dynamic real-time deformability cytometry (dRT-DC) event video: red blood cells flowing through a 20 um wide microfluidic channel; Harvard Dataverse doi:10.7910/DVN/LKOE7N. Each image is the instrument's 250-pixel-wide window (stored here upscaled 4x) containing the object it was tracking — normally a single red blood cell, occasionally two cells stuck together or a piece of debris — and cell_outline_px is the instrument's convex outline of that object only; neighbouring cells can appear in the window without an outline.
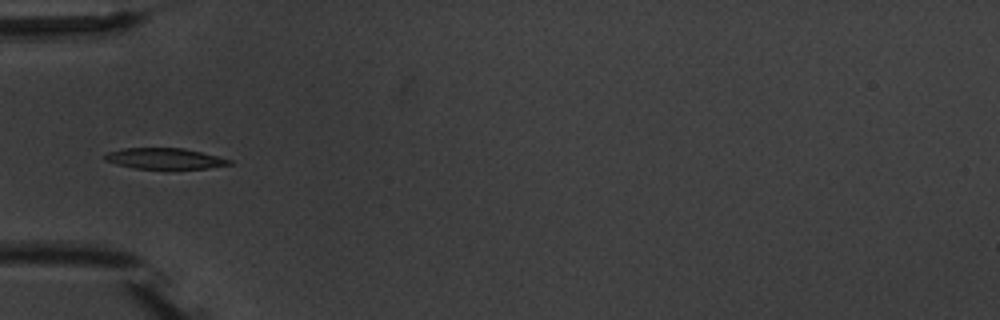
{"species": "common noctule bat (a hibernating species)", "species_latin": "Nyctalus noctula", "temperature_condition": "warm", "stored_images_in_passage": 5, "camera_frame_rate_fps": 3000, "um_per_image_px": 0.085, "animal": {"sex": "male", "body_mass_g": 20.1, "forearm_length_mm": 53.5}, "frame": {"image": 1, "passage_image": 1, "time_ms": 0.0, "image_size_px": [1000, 320], "cell_outline_px": [[232, 164], [208, 168], [168, 172], [136, 168], [116, 164], [104, 160], [100, 156], [108, 152], [124, 148], [184, 148], [232, 160]], "centroid_in_image_um": [13.98, 13.53], "position_along_channel_um": 71.0, "area_um2": 16.01}}
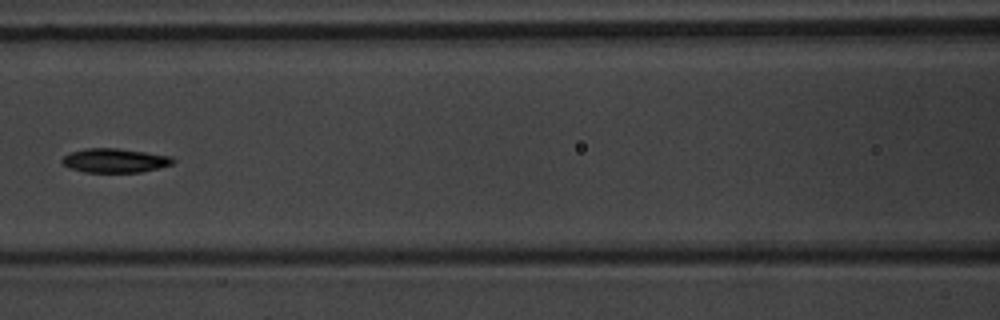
{"frame": {"image": 2, "passage_image": 3, "time_ms": 2.333, "image_size_px": [1000, 320], "cell_outline_px": [[176, 160], [172, 164], [160, 168], [140, 172], [84, 172], [72, 168], [64, 164], [60, 160], [64, 156], [72, 152], [84, 148], [116, 148], [172, 156]], "centroid_in_image_um": [9.79, 13.64], "position_along_channel_um": 156.8, "area_um2": 15.49}}
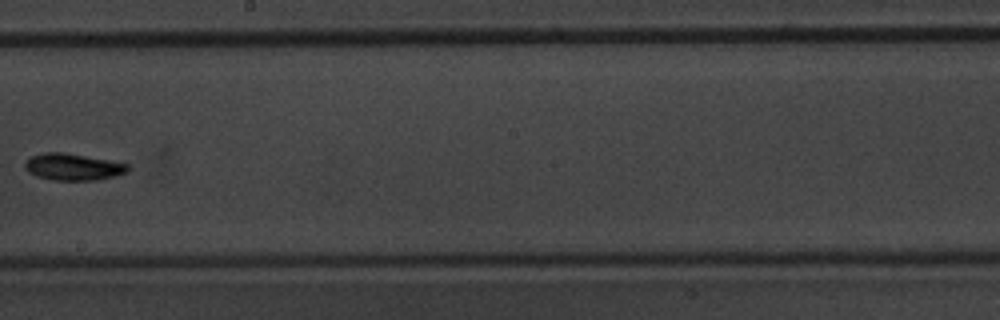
{"frame": {"image": 3, "passage_image": 5, "time_ms": 4.667, "image_size_px": [1000, 320], "cell_outline_px": [[128, 172], [116, 176], [96, 180], [56, 180], [36, 176], [28, 172], [24, 168], [24, 164], [32, 156], [44, 152], [64, 152], [108, 160], [128, 164]], "centroid_in_image_um": [6.2, 14.19], "position_along_channel_um": 242.0, "area_um2": 15.95}}